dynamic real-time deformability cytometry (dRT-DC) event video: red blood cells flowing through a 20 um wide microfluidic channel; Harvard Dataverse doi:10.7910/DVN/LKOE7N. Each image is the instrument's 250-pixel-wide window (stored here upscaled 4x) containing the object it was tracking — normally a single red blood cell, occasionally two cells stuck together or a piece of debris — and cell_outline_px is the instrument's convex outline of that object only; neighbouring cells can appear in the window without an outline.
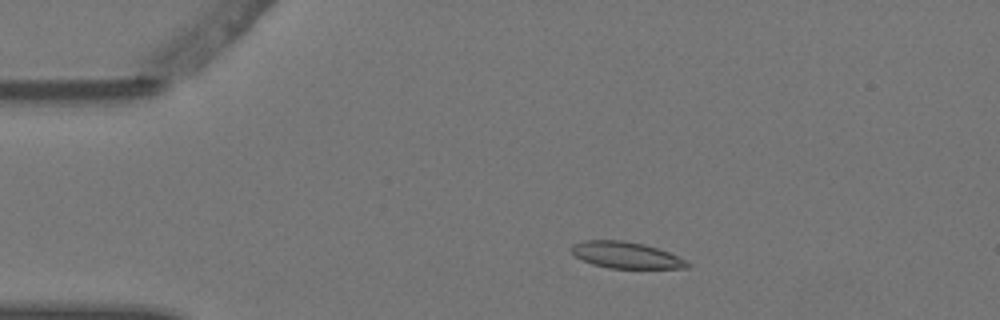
{"species": "Egyptian fruit bat (a non-hibernating species)", "species_latin": "Rousettus aegyptiacus", "temperature_condition": "warm", "stored_images_in_passage": 6, "camera_frame_rate_fps": 3000, "um_per_image_px": 0.085, "animal": {"sex": "female"}, "frame": {"image": 1, "passage_image": 2, "time_ms": 0.333, "image_size_px": [1000, 320], "cell_outline_px": [[692, 264], [688, 268], [608, 268], [592, 264], [576, 256], [568, 248], [572, 244], [584, 240], [624, 240], [644, 244], [668, 252], [688, 260]], "centroid_in_image_um": [53.22, 21.68], "position_along_channel_um": 31.8, "area_um2": 17.98}}
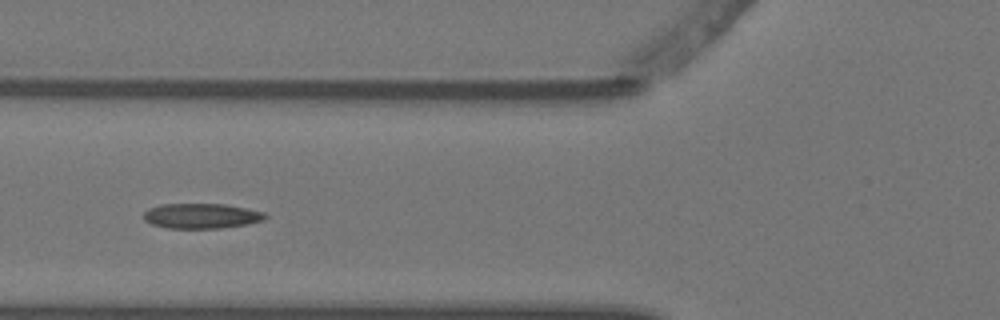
{"frame": {"image": 2, "passage_image": 5, "time_ms": 1.333, "image_size_px": [1000, 320], "cell_outline_px": [[268, 216], [264, 220], [248, 224], [220, 228], [168, 228], [152, 224], [144, 220], [144, 212], [148, 208], [160, 204], [224, 204], [264, 212]], "centroid_in_image_um": [17.11, 18.35], "position_along_channel_um": 108.7, "area_um2": 17.74}}
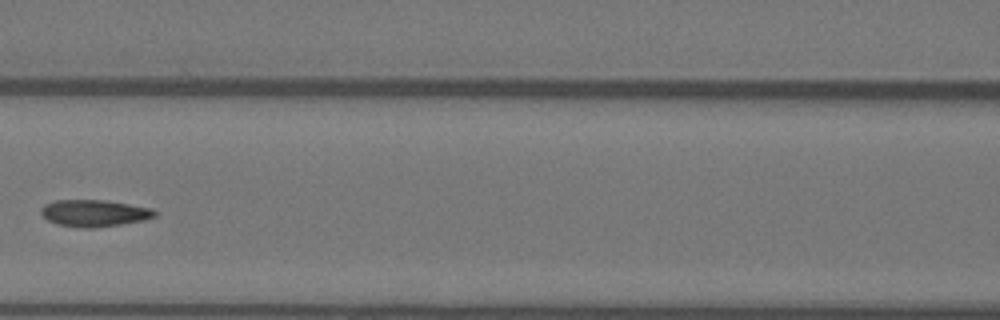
{"frame": {"image": 3, "passage_image": 6, "time_ms": 1.667, "image_size_px": [1000, 320], "cell_outline_px": [[156, 216], [144, 220], [120, 224], [92, 228], [80, 228], [56, 224], [48, 220], [40, 212], [40, 208], [44, 204], [52, 200], [104, 200], [152, 208], [156, 212]], "centroid_in_image_um": [7.97, 18.11], "position_along_channel_um": 158.6, "area_um2": 17.8}}